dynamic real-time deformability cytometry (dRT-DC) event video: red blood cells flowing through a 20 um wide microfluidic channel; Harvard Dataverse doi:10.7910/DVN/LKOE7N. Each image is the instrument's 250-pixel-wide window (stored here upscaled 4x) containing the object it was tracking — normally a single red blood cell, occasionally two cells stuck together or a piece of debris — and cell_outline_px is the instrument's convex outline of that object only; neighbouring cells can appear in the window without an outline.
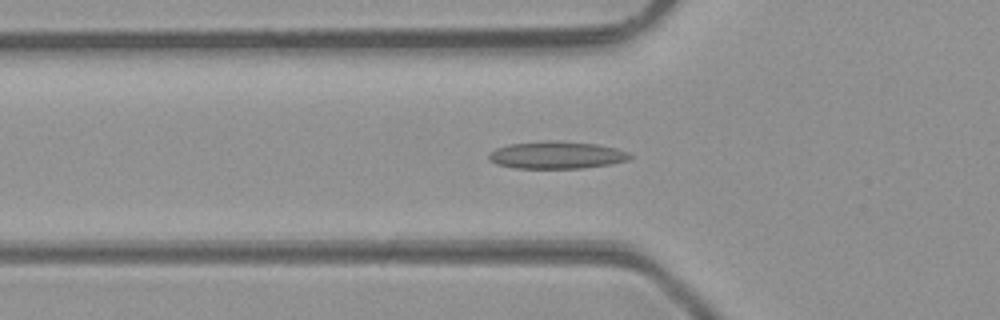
{"species": "common noctule bat (a hibernating species)", "species_latin": "Nyctalus noctula", "temperature_condition": "room temperature", "stored_images_in_passage": 34, "camera_frame_rate_fps": 3000, "um_per_image_px": 0.085, "animal": {"sex": "male", "body_mass_g": 23.1, "forearm_length_mm": 52.7}, "frame": {"image": 1, "passage_image": 6, "time_ms": 1.667, "image_size_px": [1000, 320], "cell_outline_px": [[632, 156], [628, 160], [608, 164], [580, 168], [516, 168], [496, 164], [488, 160], [488, 152], [496, 148], [508, 144], [596, 144], [616, 148], [628, 152]], "centroid_in_image_um": [47.28, 13.24], "position_along_channel_um": 78.5, "area_um2": 21.15}}
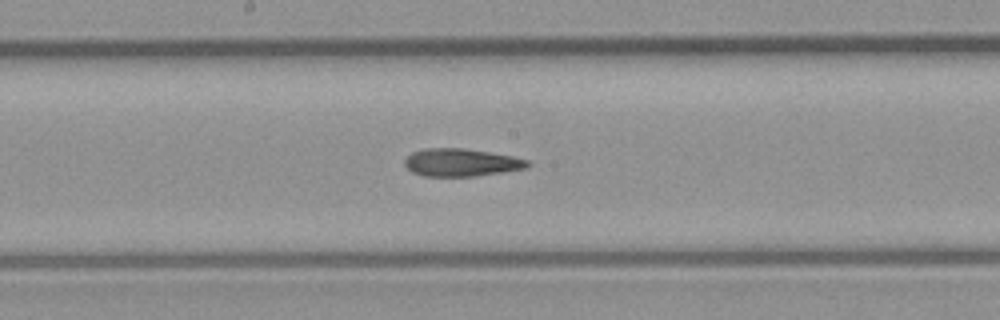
{"frame": {"image": 2, "passage_image": 15, "time_ms": 4.667, "image_size_px": [1000, 320], "cell_outline_px": [[532, 164], [528, 168], [476, 176], [424, 176], [412, 172], [404, 164], [404, 160], [412, 152], [424, 148], [460, 148], [488, 152], [512, 156], [528, 160]], "centroid_in_image_um": [39.21, 13.81], "position_along_channel_um": 209.0, "area_um2": 19.83}}
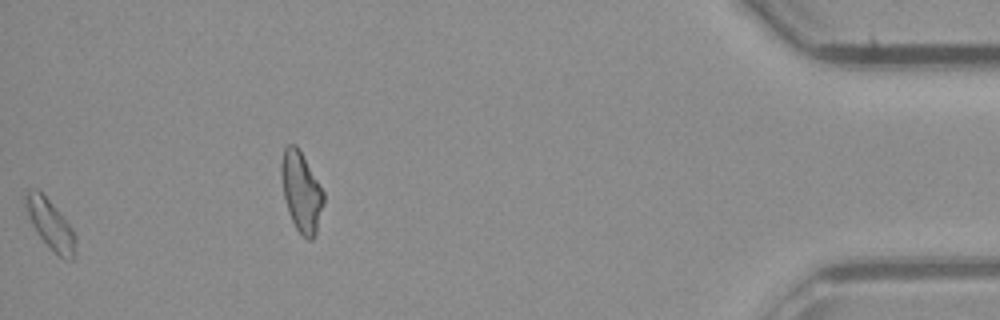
{"frame": {"image": 3, "passage_image": 33, "time_ms": 10.667, "image_size_px": [1000, 320], "cell_outline_px": [[76, 252], [72, 260], [64, 260], [36, 232], [32, 224], [28, 212], [24, 196], [28, 188], [36, 188], [48, 200], [72, 228], [76, 236]], "centroid_in_image_um": [4.31, 19.09], "position_along_channel_um": 430.9, "area_um2": 13.93}, "authors_computed_cell_mechanics": {"area_um2": 19.8543, "velocity_mm_per_s": 4.3015, "shape_relaxation_time_tau1_ms": null, "shape_relaxation_time_tau2_ms": 4.2049, "deformation_change_tau1": null, "deformation_change_tau2": 0.1447}}